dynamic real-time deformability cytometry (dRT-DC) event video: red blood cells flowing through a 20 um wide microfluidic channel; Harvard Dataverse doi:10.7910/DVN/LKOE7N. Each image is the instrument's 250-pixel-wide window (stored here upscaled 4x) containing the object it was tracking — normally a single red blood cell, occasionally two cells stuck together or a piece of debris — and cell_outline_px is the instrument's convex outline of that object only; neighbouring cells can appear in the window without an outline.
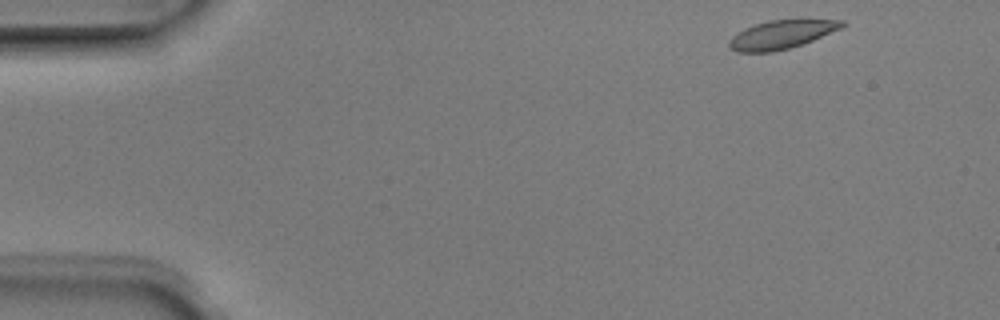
{"species": "Egyptian fruit bat (a non-hibernating species)", "species_latin": "Rousettus aegyptiacus", "temperature_condition": "room temperature", "stored_images_in_passage": 4, "camera_frame_rate_fps": 3000, "um_per_image_px": 0.085, "animal": {"sex": "male"}, "frame": {"image": 1, "passage_image": 1, "time_ms": 0.0, "image_size_px": [1000, 320], "cell_outline_px": [[844, 24], [840, 28], [812, 40], [788, 48], [772, 52], [736, 52], [728, 44], [728, 40], [732, 36], [744, 28], [768, 20], [844, 20]], "centroid_in_image_um": [66.35, 2.94], "position_along_channel_um": 18.6, "area_um2": 18.32}}
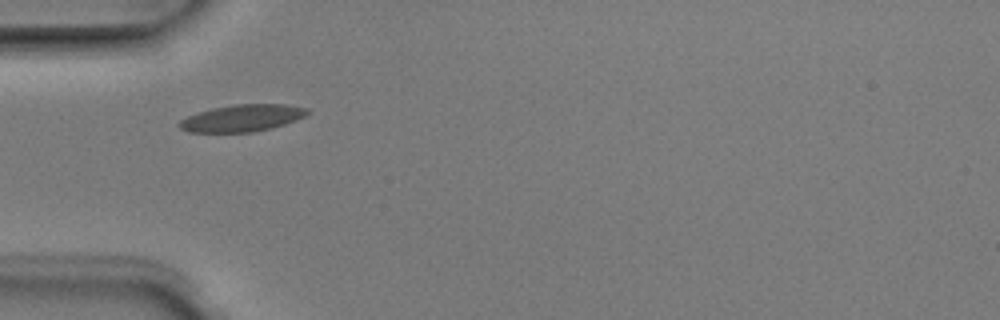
{"frame": {"image": 2, "passage_image": 4, "time_ms": 1.0, "image_size_px": [1000, 320], "cell_outline_px": [[312, 112], [308, 116], [272, 128], [252, 132], [188, 132], [180, 128], [176, 124], [180, 120], [188, 116], [212, 108], [236, 104], [288, 104], [308, 108]], "centroid_in_image_um": [20.64, 10.03], "position_along_channel_um": 64.4, "area_um2": 20.29}}